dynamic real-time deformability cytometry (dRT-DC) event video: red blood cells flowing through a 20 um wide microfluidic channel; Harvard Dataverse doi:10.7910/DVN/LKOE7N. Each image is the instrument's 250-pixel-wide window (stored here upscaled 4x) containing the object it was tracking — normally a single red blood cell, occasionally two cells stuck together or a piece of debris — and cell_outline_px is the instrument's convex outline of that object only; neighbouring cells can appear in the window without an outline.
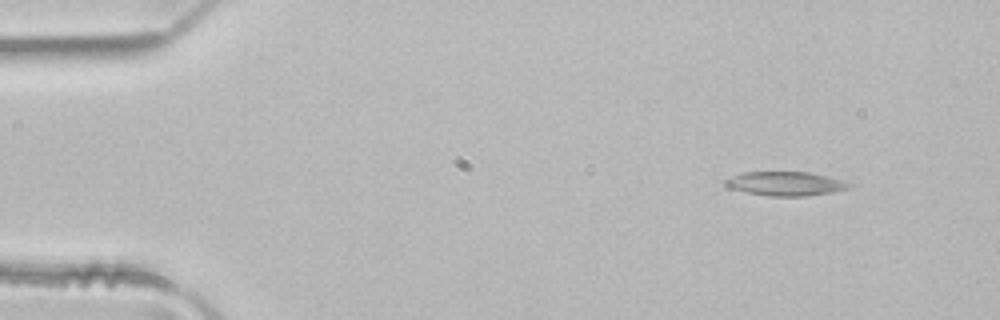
{"species": "common noctule bat (a hibernating species)", "species_latin": "Nyctalus noctula", "temperature_condition": "room temperature", "stored_images_in_passage": 3, "camera_frame_rate_fps": 3000, "um_per_image_px": 0.085, "animal": {"sex": "male", "body_mass_g": 21.5, "forearm_length_mm": 52.0}, "frame": {"image": 1, "passage_image": 1, "time_ms": 0.0, "image_size_px": [1000, 320], "cell_outline_px": [[852, 184], [848, 188], [832, 192], [804, 196], [768, 196], [728, 188], [724, 184], [724, 180], [732, 176], [744, 172], [808, 172], [828, 176]], "centroid_in_image_um": [66.73, 15.61], "position_along_channel_um": 18.3, "area_um2": 17.17}}